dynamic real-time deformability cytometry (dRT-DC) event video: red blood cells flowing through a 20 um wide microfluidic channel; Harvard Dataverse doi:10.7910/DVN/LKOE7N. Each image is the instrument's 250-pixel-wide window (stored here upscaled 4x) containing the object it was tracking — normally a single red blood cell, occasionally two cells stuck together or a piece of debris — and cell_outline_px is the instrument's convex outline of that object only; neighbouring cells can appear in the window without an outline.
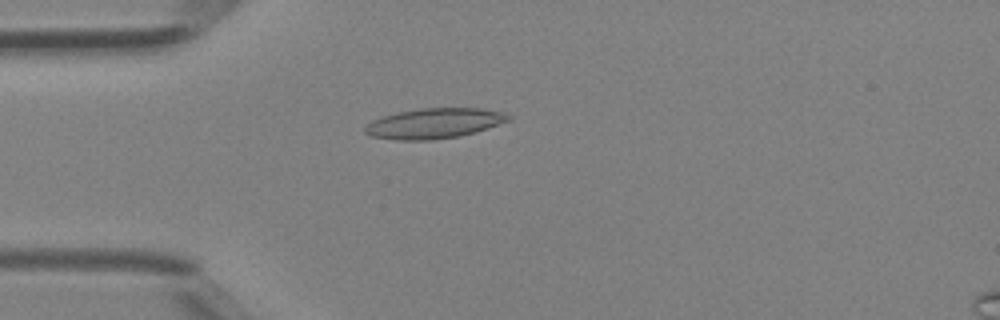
{"species": "Egyptian fruit bat (a non-hibernating species)", "species_latin": "Rousettus aegyptiacus", "temperature_condition": "room temperature", "stored_images_in_passage": 37, "camera_frame_rate_fps": 3000, "um_per_image_px": 0.085, "animal": {"sex": "female"}, "frame": {"image": 1, "passage_image": 7, "time_ms": 2.0, "image_size_px": [1000, 320], "cell_outline_px": [[512, 120], [476, 132], [460, 136], [432, 140], [396, 140], [372, 136], [364, 132], [364, 128], [372, 120], [396, 112], [420, 108], [480, 108], [504, 112], [512, 116]], "centroid_in_image_um": [36.94, 10.48], "position_along_channel_um": 48.1, "area_um2": 25.43}}
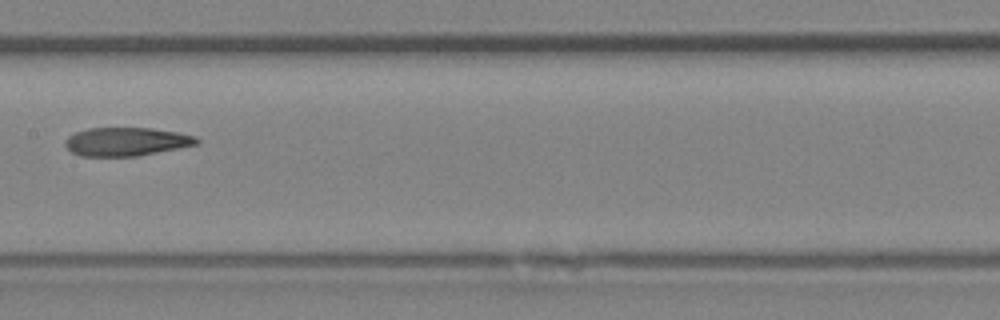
{"frame": {"image": 2, "passage_image": 17, "time_ms": 5.333, "image_size_px": [1000, 320], "cell_outline_px": [[200, 140], [196, 144], [136, 156], [80, 156], [72, 152], [64, 144], [64, 140], [68, 136], [76, 132], [88, 128], [152, 128], [176, 132], [196, 136]], "centroid_in_image_um": [10.69, 12.03], "position_along_channel_um": 196.7, "area_um2": 21.62}}
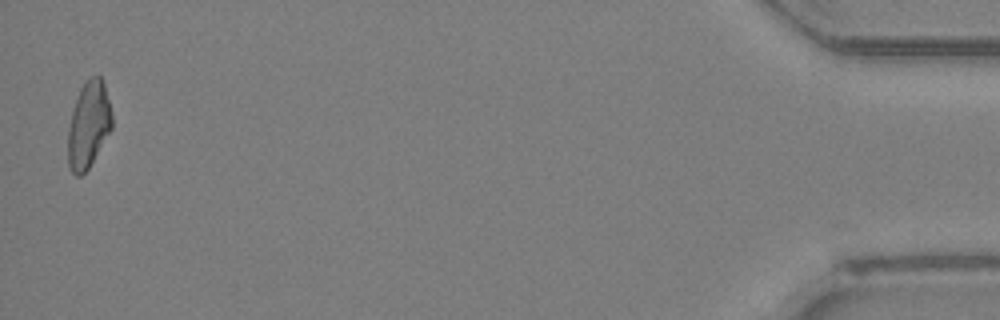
{"frame": {"image": 3, "passage_image": 37, "time_ms": 12.0, "image_size_px": [1000, 320], "cell_outline_px": [[112, 128], [88, 168], [80, 176], [76, 176], [68, 168], [68, 128], [72, 108], [80, 88], [92, 76], [100, 76], [104, 80], [112, 112]], "centroid_in_image_um": [7.52, 10.59], "position_along_channel_um": 427.7, "area_um2": 22.25}}